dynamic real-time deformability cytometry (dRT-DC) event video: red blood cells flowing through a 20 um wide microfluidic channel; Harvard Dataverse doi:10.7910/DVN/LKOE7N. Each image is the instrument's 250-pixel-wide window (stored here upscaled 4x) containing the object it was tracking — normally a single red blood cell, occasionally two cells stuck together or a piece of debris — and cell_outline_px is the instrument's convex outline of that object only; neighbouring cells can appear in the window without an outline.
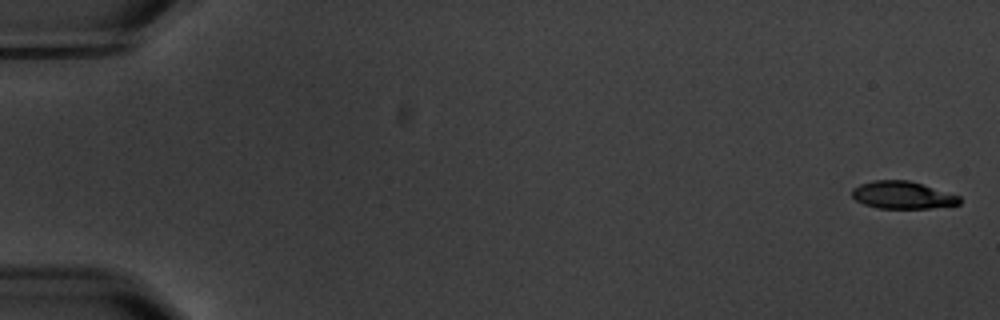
{"species": "common noctule bat (a hibernating species)", "species_latin": "Nyctalus noctula", "temperature_condition": "warm", "stored_images_in_passage": 5, "camera_frame_rate_fps": 3000, "um_per_image_px": 0.085, "animal": {"sex": "male", "body_mass_g": 20.1, "forearm_length_mm": 53.5}, "frame": {"image": 1, "passage_image": 1, "time_ms": 0.0, "image_size_px": [1000, 320], "cell_outline_px": [[960, 204], [932, 208], [876, 208], [864, 204], [856, 200], [852, 196], [852, 188], [860, 184], [872, 180], [908, 180], [960, 196]], "centroid_in_image_um": [76.68, 16.58], "position_along_channel_um": 8.3, "area_um2": 17.11}}
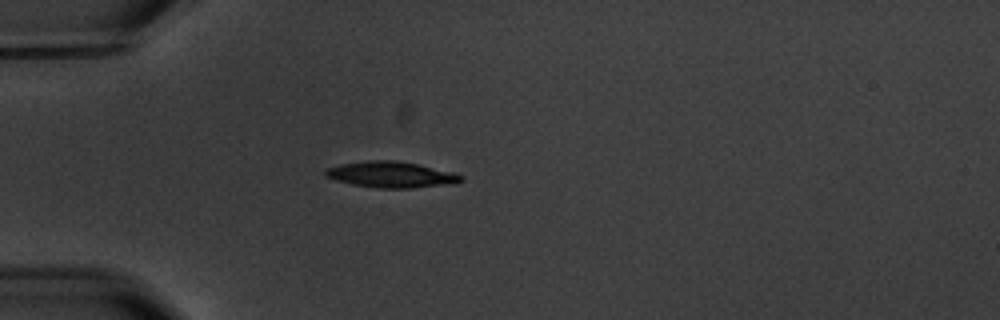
{"frame": {"image": 2, "passage_image": 5, "time_ms": 5.333, "image_size_px": [1000, 320], "cell_outline_px": [[464, 180], [408, 188], [376, 188], [352, 184], [336, 180], [324, 176], [324, 172], [328, 168], [340, 164], [368, 160], [396, 160], [416, 164], [452, 172], [464, 176]], "centroid_in_image_um": [33.14, 14.82], "position_along_channel_um": 51.9, "area_um2": 20.0}}